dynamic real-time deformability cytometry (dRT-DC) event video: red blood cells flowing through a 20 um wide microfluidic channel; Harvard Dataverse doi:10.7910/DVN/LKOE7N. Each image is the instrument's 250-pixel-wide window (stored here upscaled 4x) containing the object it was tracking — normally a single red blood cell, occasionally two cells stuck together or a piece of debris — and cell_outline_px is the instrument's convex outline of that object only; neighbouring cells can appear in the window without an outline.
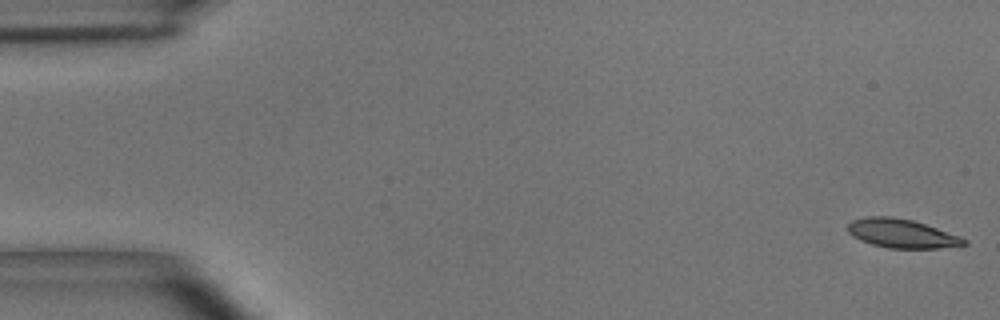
{"species": "common noctule bat (a hibernating species)", "species_latin": "Nyctalus noctula", "temperature_condition": "room temperature", "stored_images_in_passage": 54, "camera_frame_rate_fps": 3000, "um_per_image_px": 0.085, "animal": {"sex": "male", "body_mass_g": 15.6}, "frame": {"image": 1, "passage_image": 1, "time_ms": 0.0, "image_size_px": [1000, 320], "cell_outline_px": [[968, 244], [940, 248], [888, 248], [872, 244], [860, 240], [852, 236], [848, 232], [848, 224], [852, 220], [868, 216], [892, 216], [912, 220], [960, 236], [968, 240]], "centroid_in_image_um": [76.63, 19.84], "position_along_channel_um": 8.4, "area_um2": 19.48}}
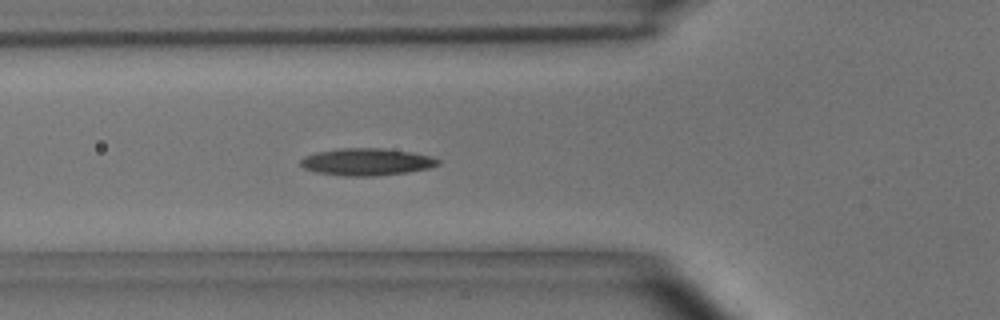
{"frame": {"image": 2, "passage_image": 19, "time_ms": 6.0, "image_size_px": [1000, 320], "cell_outline_px": [[440, 164], [428, 168], [408, 172], [376, 176], [344, 176], [316, 172], [304, 168], [300, 164], [300, 160], [304, 156], [316, 152], [340, 148], [380, 148], [408, 152], [432, 156], [440, 160]], "centroid_in_image_um": [31.15, 13.76], "position_along_channel_um": 94.7, "area_um2": 21.73}}
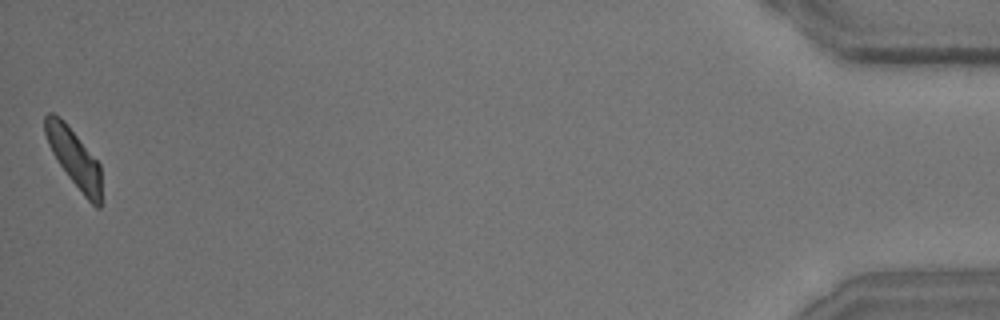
{"frame": {"image": 3, "passage_image": 54, "time_ms": 17.667, "image_size_px": [1000, 320], "cell_outline_px": [[100, 208], [96, 208], [84, 196], [68, 176], [52, 152], [48, 144], [44, 132], [44, 116], [48, 112], [52, 112], [60, 116], [64, 120], [100, 164]], "centroid_in_image_um": [6.27, 13.38], "position_along_channel_um": 428.9, "area_um2": 18.79}, "authors_computed_cell_mechanics": {"area_um2": 20.1144, "velocity_mm_per_s": 3.6613, "shape_relaxation_time_tau1_ms": 4.3602, "shape_relaxation_time_tau2_ms": 1.7039, "deformation_change_tau1": 0.1489, "deformation_change_tau2": 0.0851}}